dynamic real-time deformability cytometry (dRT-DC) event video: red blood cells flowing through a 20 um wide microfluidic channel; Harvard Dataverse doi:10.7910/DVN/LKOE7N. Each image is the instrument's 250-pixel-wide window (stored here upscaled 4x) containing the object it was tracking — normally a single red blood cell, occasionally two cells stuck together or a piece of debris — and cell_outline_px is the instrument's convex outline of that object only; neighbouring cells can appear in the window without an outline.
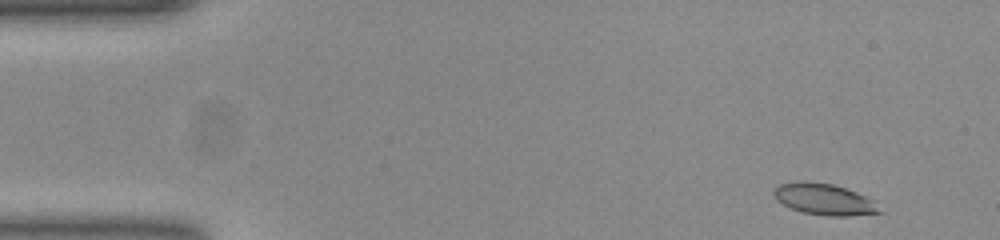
{"species": "common noctule bat (a hibernating species)", "species_latin": "Nyctalus noctula", "temperature_condition": "room temperature", "stored_images_in_passage": 50, "camera_frame_rate_fps": 3000, "um_per_image_px": 0.085, "animal": {"sex": "female", "body_mass_g": 23.0, "forearm_length_mm": 53.4}, "frame": {"image": 1, "passage_image": 2, "time_ms": 0.333, "image_size_px": [1000, 240], "cell_outline_px": [[884, 212], [848, 216], [828, 216], [804, 212], [792, 208], [776, 200], [772, 196], [772, 192], [780, 184], [800, 180], [804, 180], [832, 184], [856, 192], [872, 200]], "centroid_in_image_um": [70.03, 16.93], "position_along_channel_um": 15.0, "area_um2": 19.19}}
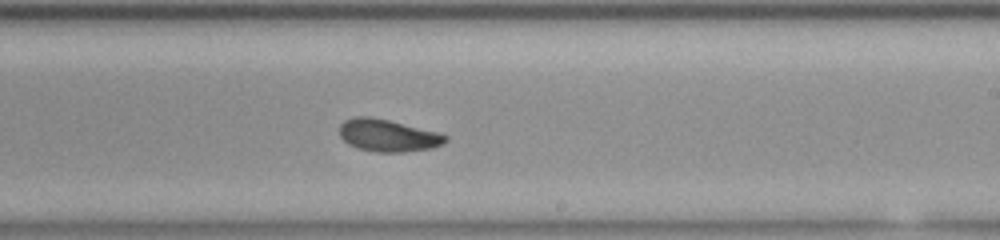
{"frame": {"image": 2, "passage_image": 29, "time_ms": 9.333, "image_size_px": [1000, 240], "cell_outline_px": [[448, 140], [432, 148], [400, 152], [376, 152], [360, 148], [348, 144], [340, 136], [340, 124], [344, 120], [352, 116], [368, 116], [388, 120], [436, 132], [448, 136]], "centroid_in_image_um": [32.93, 11.5], "position_along_channel_um": 256.1, "area_um2": 19.65}}
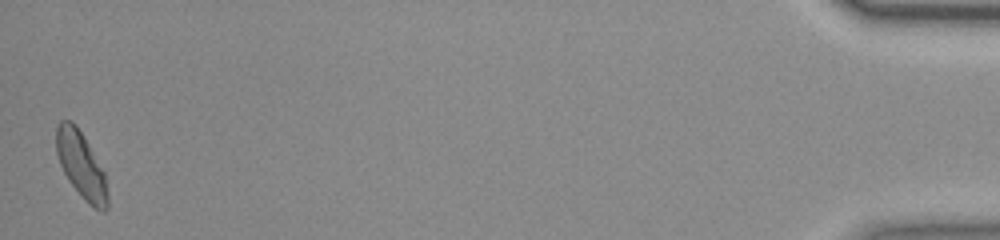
{"frame": {"image": 3, "passage_image": 50, "time_ms": 16.333, "image_size_px": [1000, 240], "cell_outline_px": [[108, 208], [104, 212], [96, 208], [84, 200], [68, 180], [60, 164], [56, 152], [56, 124], [60, 120], [72, 120], [76, 124], [84, 136], [104, 172], [108, 196]], "centroid_in_image_um": [6.89, 14.01], "position_along_channel_um": 428.3, "area_um2": 19.83}, "authors_computed_cell_mechanics": {"area_um2": 19.4208, "velocity_mm_per_s": 3.8547, "shape_relaxation_time_tau1_ms": null, "shape_relaxation_time_tau2_ms": 4.2422, "deformation_change_tau1": null, "deformation_change_tau2": 0.1012}}